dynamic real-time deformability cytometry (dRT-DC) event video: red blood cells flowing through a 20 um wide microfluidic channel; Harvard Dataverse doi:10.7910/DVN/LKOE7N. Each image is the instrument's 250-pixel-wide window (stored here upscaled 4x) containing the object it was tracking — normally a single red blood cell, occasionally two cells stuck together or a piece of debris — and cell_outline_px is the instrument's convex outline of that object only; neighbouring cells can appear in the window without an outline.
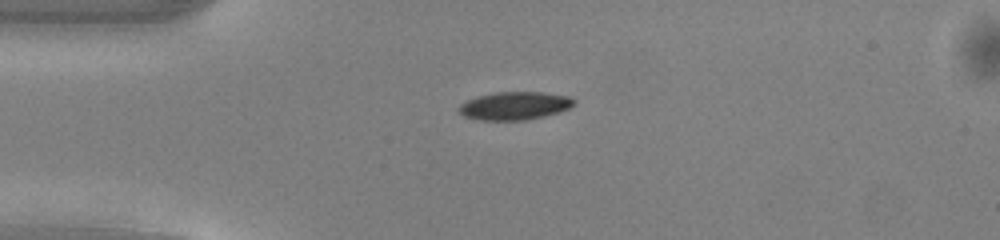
{"species": "common noctule bat (a hibernating species)", "species_latin": "Nyctalus noctula", "temperature_condition": "warm", "stored_images_in_passage": 39, "camera_frame_rate_fps": 3000, "um_per_image_px": 0.085, "animal": {"sex": "male", "body_mass_g": 13.0, "forearm_length_mm": 53.1}, "frame": {"image": 1, "passage_image": 1, "time_ms": 0.0, "image_size_px": [1000, 240], "cell_outline_px": [[576, 104], [568, 108], [544, 116], [524, 120], [480, 120], [464, 116], [456, 108], [460, 104], [476, 96], [496, 92], [544, 92], [568, 96], [576, 100]], "centroid_in_image_um": [43.73, 8.98], "position_along_channel_um": 41.3, "area_um2": 18.79}}
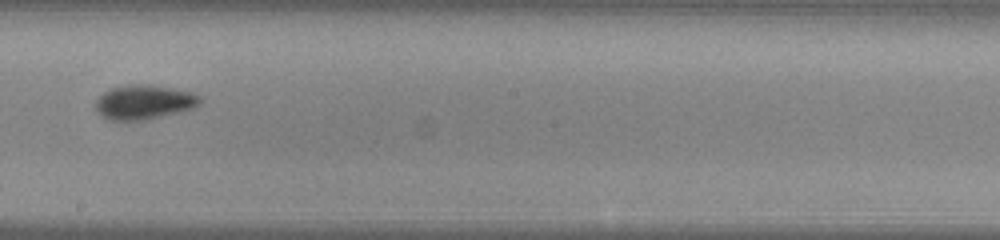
{"frame": {"image": 2, "passage_image": 17, "time_ms": 5.333, "image_size_px": [1000, 240], "cell_outline_px": [[200, 104], [196, 108], [180, 112], [144, 120], [112, 120], [100, 116], [96, 112], [96, 100], [108, 88], [124, 84], [152, 84], [172, 88], [188, 92], [200, 96]], "centroid_in_image_um": [12.22, 8.67], "position_along_channel_um": 236.0, "area_um2": 21.15}}
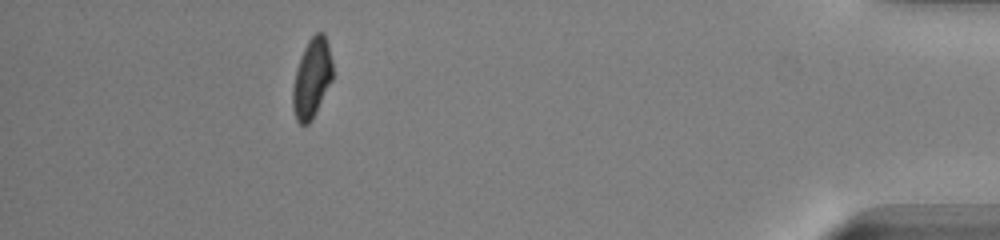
{"frame": {"image": 3, "passage_image": 34, "time_ms": 11.0, "image_size_px": [1000, 240], "cell_outline_px": [[332, 80], [312, 120], [308, 124], [300, 124], [296, 120], [292, 108], [292, 88], [296, 68], [300, 56], [308, 40], [316, 32], [324, 32], [328, 44], [332, 60]], "centroid_in_image_um": [26.49, 6.65], "position_along_channel_um": 408.7, "area_um2": 18.61}, "authors_computed_cell_mechanics": {"area_um2": 19.074, "velocity_mm_per_s": 4.1052, "shape_relaxation_time_tau1_ms": 3.1594, "shape_relaxation_time_tau2_ms": 2.7976, "deformation_change_tau1": 0.1321, "deformation_change_tau2": 0.0773}}